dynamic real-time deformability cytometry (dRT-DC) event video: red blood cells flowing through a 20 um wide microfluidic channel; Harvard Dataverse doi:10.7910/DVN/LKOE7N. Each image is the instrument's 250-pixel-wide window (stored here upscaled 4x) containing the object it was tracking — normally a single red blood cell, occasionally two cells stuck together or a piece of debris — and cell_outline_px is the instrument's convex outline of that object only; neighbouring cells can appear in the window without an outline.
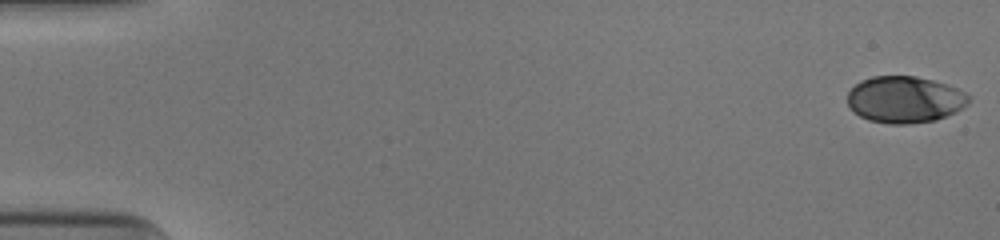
{"species": "human", "species_latin": "Homo sapiens", "temperature_condition": "cold", "stored_images_in_passage": 52, "camera_frame_rate_fps": 3000, "um_per_image_px": 0.085, "donor": {"sex": "male"}, "frame": {"image": 1, "passage_image": 1, "time_ms": 0.0, "image_size_px": [1000, 240], "cell_outline_px": [[972, 96], [968, 104], [956, 112], [936, 120], [908, 124], [888, 124], [868, 120], [852, 112], [848, 104], [848, 92], [860, 80], [872, 76], [916, 76], [948, 84]], "centroid_in_image_um": [76.91, 8.46], "position_along_channel_um": 8.1, "area_um2": 33.29}}
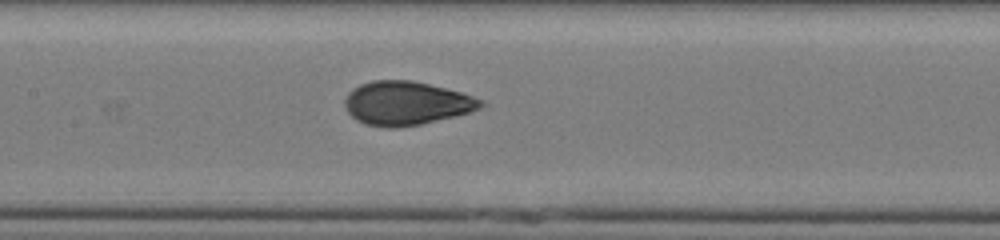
{"frame": {"image": 2, "passage_image": 26, "time_ms": 8.333, "image_size_px": [1000, 240], "cell_outline_px": [[484, 104], [480, 108], [472, 112], [456, 116], [420, 124], [400, 128], [384, 128], [364, 124], [356, 120], [348, 112], [344, 104], [344, 100], [348, 92], [352, 88], [360, 84], [372, 80], [412, 80], [460, 92], [484, 100]], "centroid_in_image_um": [34.51, 8.78], "position_along_channel_um": 172.9, "area_um2": 34.85}}
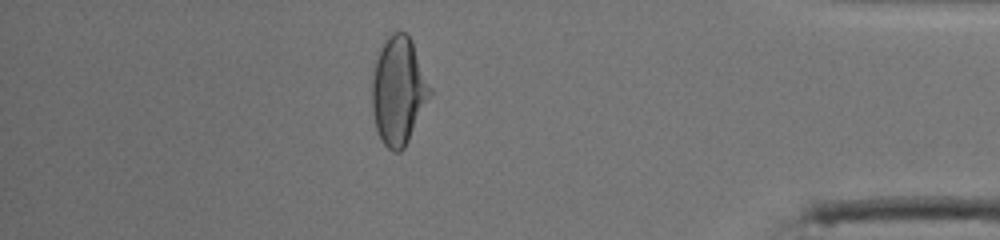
{"frame": {"image": 3, "passage_image": 46, "time_ms": 15.0, "image_size_px": [1000, 240], "cell_outline_px": [[432, 96], [404, 148], [400, 152], [392, 152], [384, 144], [376, 128], [372, 112], [372, 76], [376, 60], [380, 48], [384, 40], [392, 32], [404, 32], [412, 40], [432, 88]], "centroid_in_image_um": [33.89, 7.71], "position_along_channel_um": 401.3, "area_um2": 36.7}, "authors_computed_cell_mechanics": {"area_um2": 34.0731, "velocity_mm_per_s": 3.9588, "shape_relaxation_time_tau1_ms": 3.587, "shape_relaxation_time_tau2_ms": 0.6091, "deformation_change_tau1": 0.1641, "deformation_change_tau2": 0.0526}}